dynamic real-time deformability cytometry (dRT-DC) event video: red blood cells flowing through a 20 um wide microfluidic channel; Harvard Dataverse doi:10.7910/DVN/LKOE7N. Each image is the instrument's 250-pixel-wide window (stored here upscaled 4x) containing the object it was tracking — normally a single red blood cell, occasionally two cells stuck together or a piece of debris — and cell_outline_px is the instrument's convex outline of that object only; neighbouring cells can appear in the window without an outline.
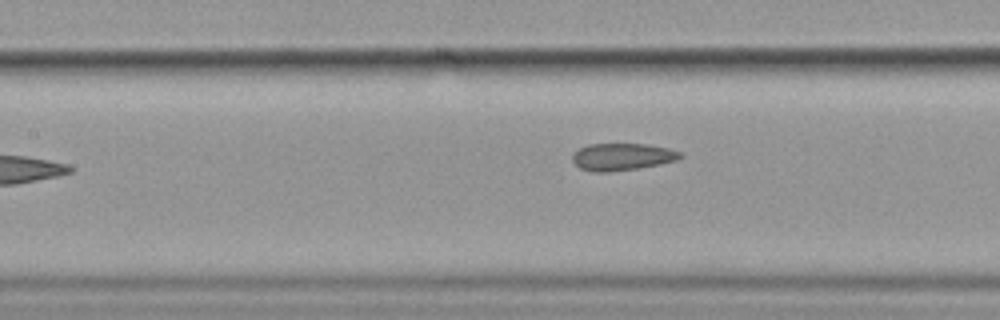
{"species": "common noctule bat (a hibernating species)", "species_latin": "Nyctalus noctula", "temperature_condition": "cold", "stored_images_in_passage": 8, "camera_frame_rate_fps": 3000, "um_per_image_px": 0.085, "animal": {"sex": "female", "body_mass_g": 19.9}, "frame": {"image": 1, "passage_image": 8, "time_ms": 9.0, "image_size_px": [1000, 320], "cell_outline_px": [[684, 156], [676, 160], [660, 164], [636, 168], [608, 172], [592, 172], [580, 168], [572, 160], [572, 152], [588, 144], [648, 144], [668, 148], [680, 152]], "centroid_in_image_um": [52.86, 13.32], "position_along_channel_um": 154.5, "area_um2": 17.05}}